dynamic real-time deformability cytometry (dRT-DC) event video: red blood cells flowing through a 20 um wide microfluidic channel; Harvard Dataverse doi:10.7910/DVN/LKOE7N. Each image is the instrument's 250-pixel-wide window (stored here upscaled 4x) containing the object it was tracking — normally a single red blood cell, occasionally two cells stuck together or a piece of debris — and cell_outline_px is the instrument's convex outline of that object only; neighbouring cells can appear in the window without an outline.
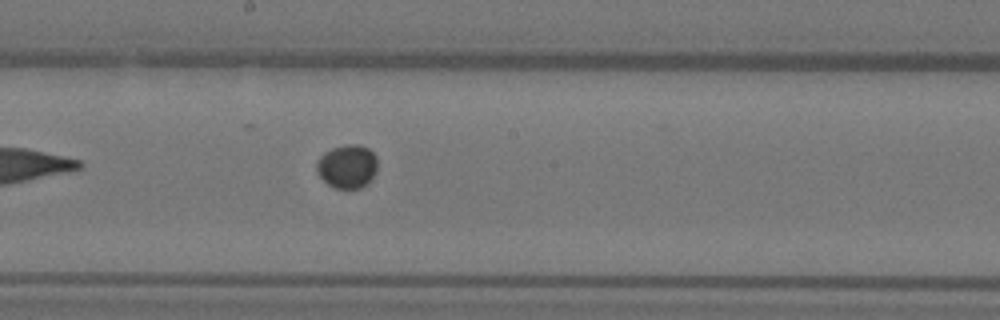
{"species": "Egyptian fruit bat (a non-hibernating species)", "species_latin": "Rousettus aegyptiacus", "temperature_condition": "warm", "stored_images_in_passage": 7, "camera_frame_rate_fps": 3000, "um_per_image_px": 0.085, "animal": {"sex": "female"}, "frame": {"image": 1, "passage_image": 7, "time_ms": 2.0, "image_size_px": [1000, 320], "cell_outline_px": [[376, 172], [368, 184], [360, 188], [336, 188], [328, 184], [316, 172], [316, 164], [320, 156], [324, 152], [332, 148], [348, 144], [360, 144], [368, 148], [376, 156]], "centroid_in_image_um": [29.52, 14.14], "position_along_channel_um": 218.7, "area_um2": 15.49}}